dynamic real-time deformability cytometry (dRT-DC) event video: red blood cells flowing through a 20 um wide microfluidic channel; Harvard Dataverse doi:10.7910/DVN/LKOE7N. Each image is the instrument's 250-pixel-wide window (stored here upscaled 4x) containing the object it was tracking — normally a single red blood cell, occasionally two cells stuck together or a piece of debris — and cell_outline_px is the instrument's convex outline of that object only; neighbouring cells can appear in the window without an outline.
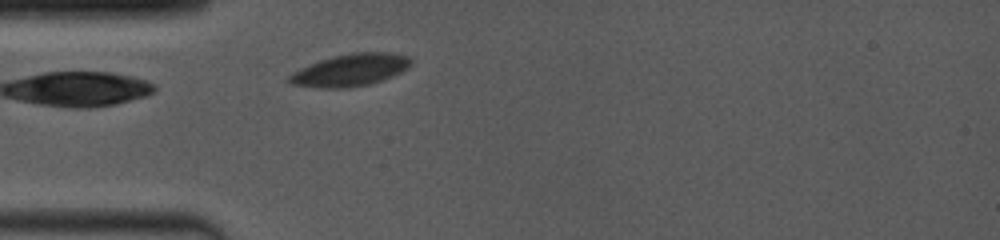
{"species": "common noctule bat (a hibernating species)", "species_latin": "Nyctalus noctula", "temperature_condition": "room temperature", "stored_images_in_passage": 29, "camera_frame_rate_fps": 4000, "um_per_image_px": 0.085, "animal": {"sex": "female", "body_mass_g": 19.0, "forearm_length_mm": 53.3}, "frame": {"image": 1, "passage_image": 2, "time_ms": 0.25, "image_size_px": [1000, 240], "cell_outline_px": [[412, 64], [408, 68], [392, 76], [368, 84], [348, 88], [316, 88], [292, 84], [284, 80], [288, 76], [300, 68], [320, 60], [332, 56], [352, 52], [392, 52], [408, 56], [412, 60]], "centroid_in_image_um": [29.76, 5.95], "position_along_channel_um": 55.2, "area_um2": 23.0}}
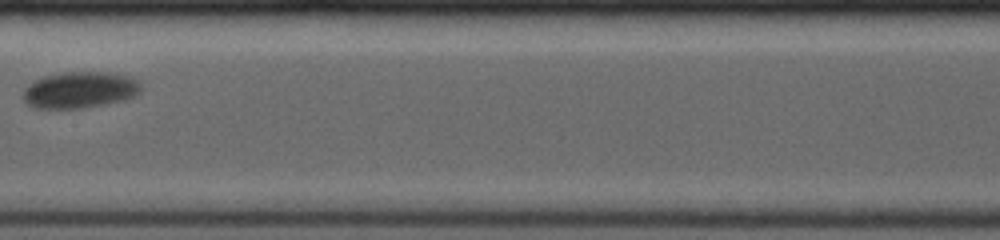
{"frame": {"image": 2, "passage_image": 12, "time_ms": 4.25, "image_size_px": [1000, 240], "cell_outline_px": [[144, 88], [140, 92], [124, 100], [84, 108], [36, 108], [28, 104], [24, 100], [20, 92], [28, 84], [36, 80], [48, 76], [64, 72], [108, 72], [128, 76], [136, 80]], "centroid_in_image_um": [6.78, 7.65], "position_along_channel_um": 200.6, "area_um2": 24.97}}
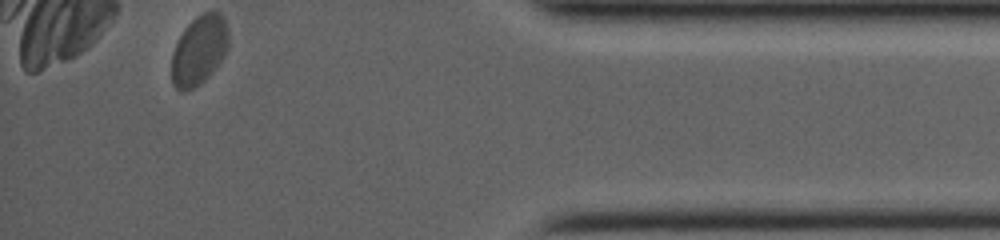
{"frame": {"image": 3, "passage_image": 29, "time_ms": 10.75, "image_size_px": [1000, 240], "cell_outline_px": [[228, 48], [224, 56], [212, 72], [200, 84], [184, 92], [176, 88], [172, 84], [172, 52], [176, 40], [184, 28], [196, 16], [204, 12], [220, 12], [224, 16], [228, 28]], "centroid_in_image_um": [16.92, 4.25], "position_along_channel_um": 418.3, "area_um2": 23.24}, "authors_computed_cell_mechanics": {"area_um2": 23.3512, "velocity_mm_per_s": 3.7777, "shape_relaxation_time_tau1_ms": 1.1006, "shape_relaxation_time_tau2_ms": null, "deformation_change_tau1": 0.0596, "deformation_change_tau2": null}}